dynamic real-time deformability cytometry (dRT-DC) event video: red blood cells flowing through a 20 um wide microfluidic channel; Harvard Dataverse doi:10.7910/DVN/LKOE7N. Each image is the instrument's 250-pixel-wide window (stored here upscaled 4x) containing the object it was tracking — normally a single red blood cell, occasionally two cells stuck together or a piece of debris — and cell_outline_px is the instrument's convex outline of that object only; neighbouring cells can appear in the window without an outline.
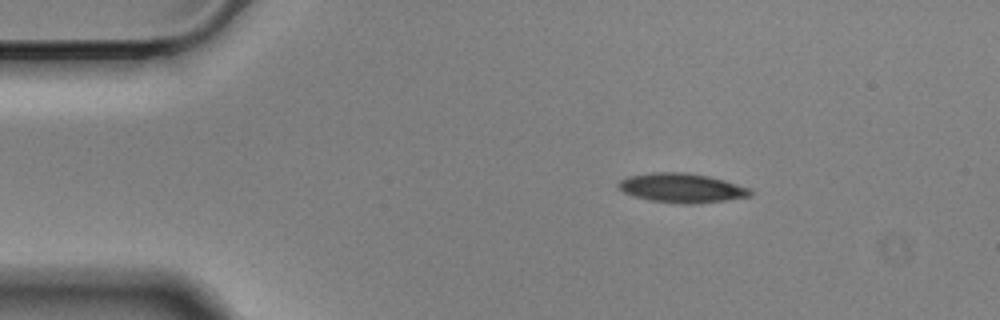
{"species": "Egyptian fruit bat (a non-hibernating species)", "species_latin": "Rousettus aegyptiacus", "temperature_condition": "cold", "stored_images_in_passage": 49, "camera_frame_rate_fps": 3000, "um_per_image_px": 0.085, "animal": {"sex": "male"}, "frame": {"image": 1, "passage_image": 1, "time_ms": 0.0, "image_size_px": [1000, 320], "cell_outline_px": [[756, 192], [752, 196], [724, 200], [652, 200], [636, 196], [624, 192], [616, 184], [620, 180], [628, 176], [652, 172], [684, 172], [708, 176], [724, 180], [752, 188]], "centroid_in_image_um": [57.98, 15.9], "position_along_channel_um": 27.0, "area_um2": 21.33}}
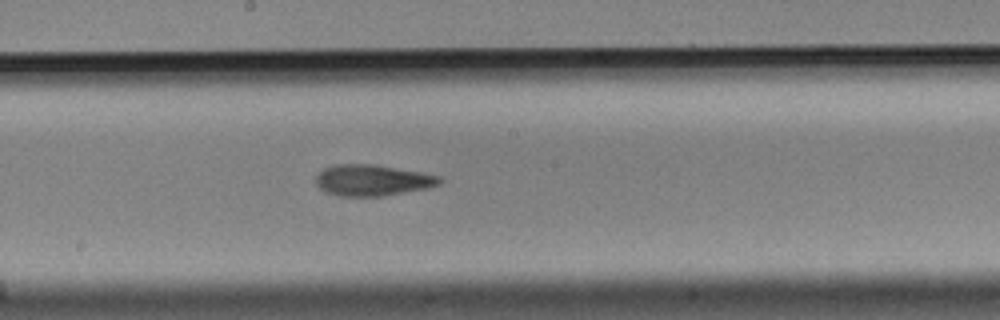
{"frame": {"image": 2, "passage_image": 22, "time_ms": 7.0, "image_size_px": [1000, 320], "cell_outline_px": [[444, 180], [440, 184], [428, 188], [384, 196], [340, 196], [324, 192], [316, 184], [316, 176], [324, 168], [336, 164], [376, 164], [420, 172], [440, 176]], "centroid_in_image_um": [31.67, 15.32], "position_along_channel_um": 216.5, "area_um2": 22.6}}
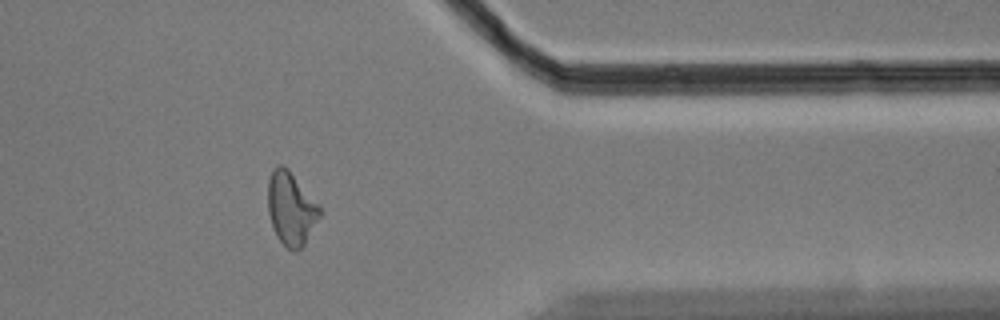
{"frame": {"image": 3, "passage_image": 38, "time_ms": 12.333, "image_size_px": [1000, 320], "cell_outline_px": [[320, 216], [304, 244], [296, 252], [292, 252], [276, 236], [268, 212], [268, 180], [272, 172], [280, 164], [284, 164], [288, 168], [320, 204]], "centroid_in_image_um": [24.75, 17.71], "position_along_channel_um": 386.7, "area_um2": 22.02}, "authors_computed_cell_mechanics": {"area_um2": 22.0218, "velocity_mm_per_s": 3.4945, "shape_relaxation_time_tau1_ms": 5.5297, "shape_relaxation_time_tau2_ms": 3.0308, "deformation_change_tau1": 0.1483, "deformation_change_tau2": 0.1193}}